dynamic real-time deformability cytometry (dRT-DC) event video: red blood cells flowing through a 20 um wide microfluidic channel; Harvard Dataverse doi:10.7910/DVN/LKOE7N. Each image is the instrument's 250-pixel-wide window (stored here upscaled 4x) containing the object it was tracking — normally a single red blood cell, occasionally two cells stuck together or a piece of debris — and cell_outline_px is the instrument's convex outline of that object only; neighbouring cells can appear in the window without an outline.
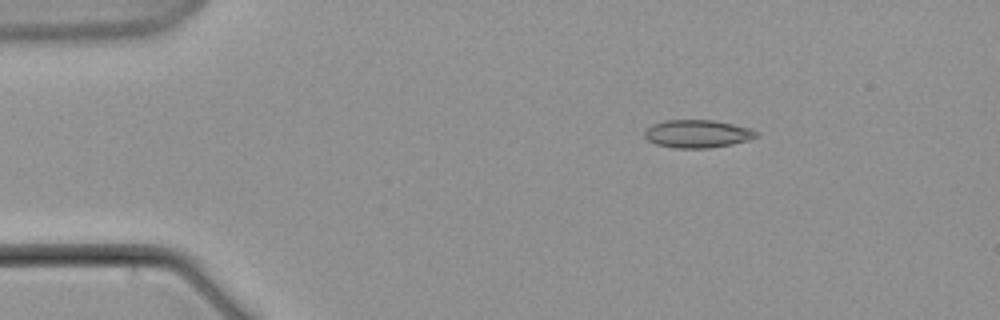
{"species": "common noctule bat (a hibernating species)", "species_latin": "Nyctalus noctula", "temperature_condition": "warm", "stored_images_in_passage": 7, "camera_frame_rate_fps": 3000, "um_per_image_px": 0.085, "animal": {"sex": "male", "body_mass_g": 21.5, "forearm_length_mm": 52.0}, "frame": {"image": 1, "passage_image": 7, "time_ms": 8.0, "image_size_px": [1000, 320], "cell_outline_px": [[760, 136], [748, 140], [732, 144], [708, 148], [676, 148], [656, 144], [648, 140], [644, 136], [644, 128], [652, 124], [664, 120], [716, 120], [752, 128], [760, 132]], "centroid_in_image_um": [59.31, 11.36], "position_along_channel_um": 25.7, "area_um2": 18.5}}